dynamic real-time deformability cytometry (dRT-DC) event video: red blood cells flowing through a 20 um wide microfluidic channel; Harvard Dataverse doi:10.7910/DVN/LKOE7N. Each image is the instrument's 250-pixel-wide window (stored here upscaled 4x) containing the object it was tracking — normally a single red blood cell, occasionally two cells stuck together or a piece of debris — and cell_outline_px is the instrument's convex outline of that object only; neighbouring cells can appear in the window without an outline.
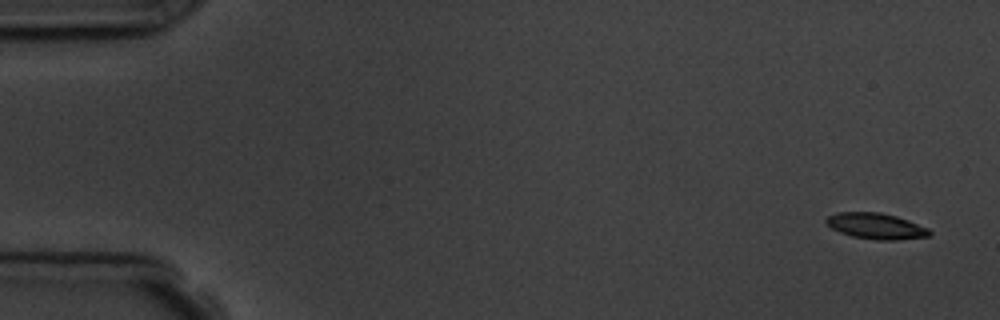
{"species": "common noctule bat (a hibernating species)", "species_latin": "Nyctalus noctula", "temperature_condition": "room temperature", "stored_images_in_passage": 5, "camera_frame_rate_fps": 3000, "um_per_image_px": 0.085, "animal": {"sex": "male", "body_mass_g": 19.5, "forearm_length_mm": 54.6}, "frame": {"image": 1, "passage_image": 1, "time_ms": 0.0, "image_size_px": [1000, 320], "cell_outline_px": [[932, 232], [928, 236], [896, 240], [876, 240], [852, 236], [840, 232], [832, 228], [824, 220], [828, 216], [836, 212], [880, 212], [896, 216], [908, 220], [928, 228]], "centroid_in_image_um": [74.45, 19.21], "position_along_channel_um": 10.5, "area_um2": 15.55}}
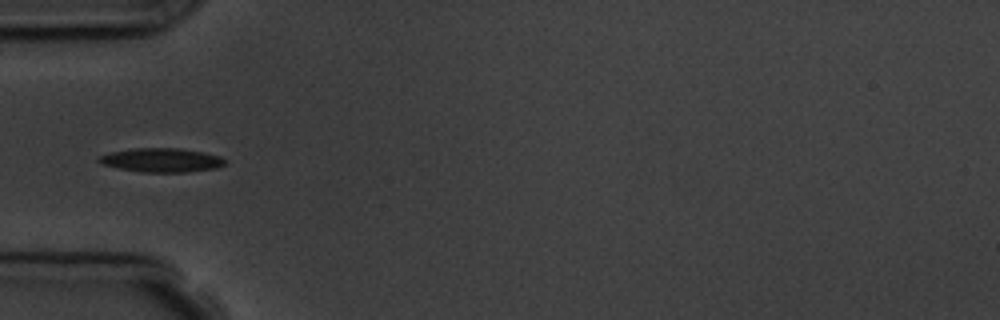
{"frame": {"image": 2, "passage_image": 5, "time_ms": 5.333, "image_size_px": [1000, 320], "cell_outline_px": [[224, 164], [216, 168], [184, 172], [144, 172], [120, 168], [104, 164], [96, 160], [100, 156], [112, 152], [132, 148], [180, 148], [204, 152], [220, 156], [224, 160]], "centroid_in_image_um": [13.74, 13.6], "position_along_channel_um": 71.3, "area_um2": 17.34}}